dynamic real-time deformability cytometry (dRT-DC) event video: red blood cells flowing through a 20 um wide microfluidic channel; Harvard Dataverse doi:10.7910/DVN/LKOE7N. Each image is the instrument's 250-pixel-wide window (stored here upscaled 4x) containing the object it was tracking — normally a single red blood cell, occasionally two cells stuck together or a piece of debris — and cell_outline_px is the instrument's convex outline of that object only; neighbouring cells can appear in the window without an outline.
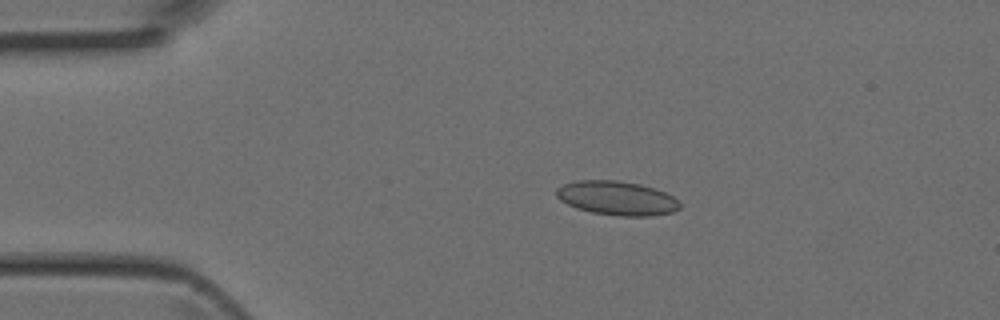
{"species": "Egyptian fruit bat (a non-hibernating species)", "species_latin": "Rousettus aegyptiacus", "temperature_condition": "room temperature", "stored_images_in_passage": 1, "camera_frame_rate_fps": 3000, "um_per_image_px": 0.085, "animal": {"sex": "female"}, "frame": {"image": 1, "passage_image": 1, "time_ms": 0.0, "image_size_px": [1000, 320], "cell_outline_px": [[680, 208], [672, 212], [652, 216], [616, 216], [592, 212], [576, 208], [560, 200], [556, 196], [556, 188], [564, 184], [576, 180], [616, 180], [640, 184], [664, 192], [672, 196], [680, 204]], "centroid_in_image_um": [52.41, 16.84], "position_along_channel_um": 32.6, "area_um2": 24.45}}